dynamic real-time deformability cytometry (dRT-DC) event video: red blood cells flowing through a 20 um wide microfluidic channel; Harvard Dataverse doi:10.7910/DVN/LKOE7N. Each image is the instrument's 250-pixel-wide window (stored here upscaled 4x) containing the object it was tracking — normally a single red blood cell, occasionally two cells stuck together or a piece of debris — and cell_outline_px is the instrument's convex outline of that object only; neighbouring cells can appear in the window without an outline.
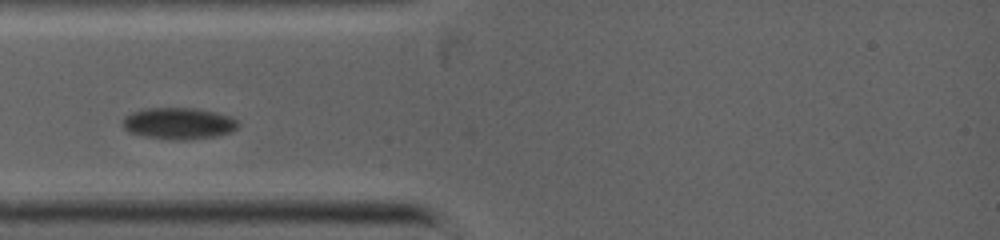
{"species": "common noctule bat (a hibernating species)", "species_latin": "Nyctalus noctula", "temperature_condition": "warm", "stored_images_in_passage": 23, "camera_frame_rate_fps": 5000, "um_per_image_px": 0.085, "animal": {"sex": "female", "body_mass_g": 19.0, "forearm_length_mm": 53.3}, "frame": {"image": 1, "passage_image": 1, "time_ms": 0.0, "image_size_px": [1000, 240], "cell_outline_px": [[240, 124], [232, 132], [216, 136], [184, 140], [144, 136], [128, 132], [124, 128], [124, 116], [140, 108], [196, 108], [216, 112], [232, 116]], "centroid_in_image_um": [15.2, 10.47], "position_along_channel_um": 69.8, "area_um2": 21.27}}
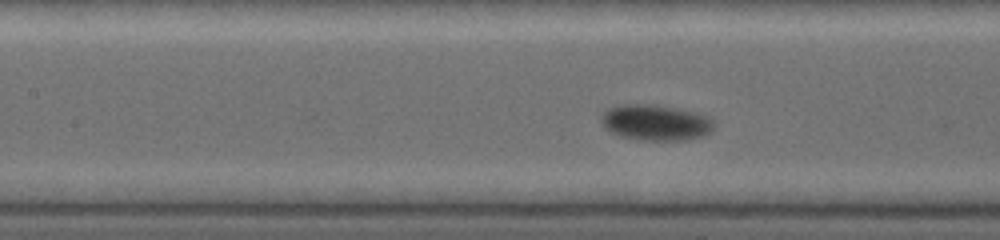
{"frame": {"image": 2, "passage_image": 15, "time_ms": 1.8, "image_size_px": [1000, 240], "cell_outline_px": [[716, 124], [704, 136], [688, 140], [636, 140], [620, 136], [604, 128], [600, 120], [600, 116], [608, 108], [620, 104], [648, 104], [696, 112], [708, 116]], "centroid_in_image_um": [55.7, 10.42], "position_along_channel_um": 151.7, "area_um2": 23.64}}
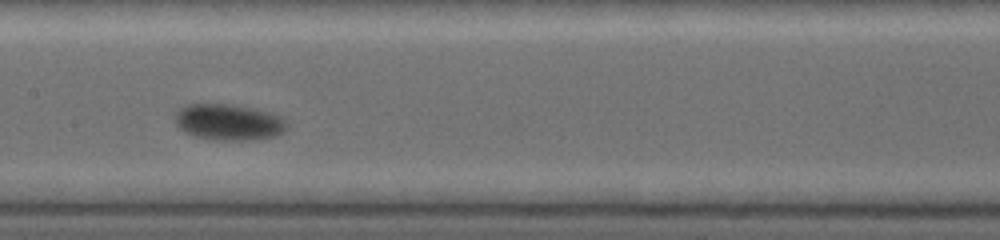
{"frame": {"image": 3, "passage_image": 22, "time_ms": 2.6, "image_size_px": [1000, 240], "cell_outline_px": [[288, 128], [284, 132], [276, 136], [248, 140], [220, 140], [192, 136], [184, 132], [176, 124], [176, 112], [180, 108], [188, 104], [224, 104], [252, 108], [268, 112], [280, 116], [288, 124]], "centroid_in_image_um": [19.44, 10.39], "position_along_channel_um": 188.0, "area_um2": 23.47}}